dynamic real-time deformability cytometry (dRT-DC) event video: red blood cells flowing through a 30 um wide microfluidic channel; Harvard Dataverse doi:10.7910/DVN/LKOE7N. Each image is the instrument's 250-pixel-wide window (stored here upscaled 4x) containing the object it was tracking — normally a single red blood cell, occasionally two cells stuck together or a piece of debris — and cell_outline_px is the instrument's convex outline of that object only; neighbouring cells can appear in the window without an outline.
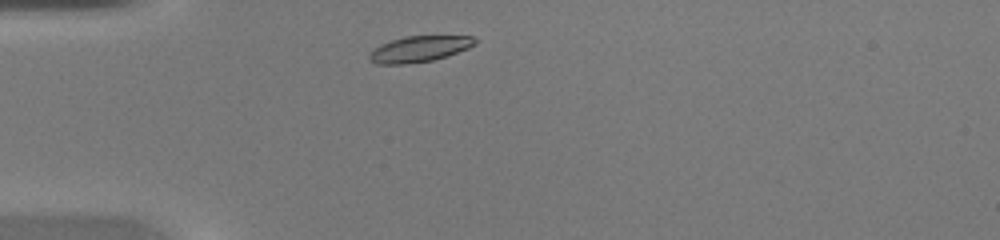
{"species": "common noctule bat (a hibernating species)", "species_latin": "Nyctalus noctula", "temperature_condition": "warm", "stored_images_in_passage": 35, "camera_frame_rate_fps": 3000, "um_per_image_px": 0.085, "animal": {"sex": "female", "body_mass_g": 20.0, "forearm_length_mm": 54.0}, "frame": {"image": 1, "passage_image": 2, "time_ms": 0.333, "image_size_px": [1000, 240], "cell_outline_px": [[480, 40], [476, 44], [468, 48], [432, 60], [404, 64], [376, 64], [368, 60], [368, 56], [380, 44], [404, 36], [472, 36]], "centroid_in_image_um": [35.64, 4.15], "position_along_channel_um": 49.4, "area_um2": 15.84}}
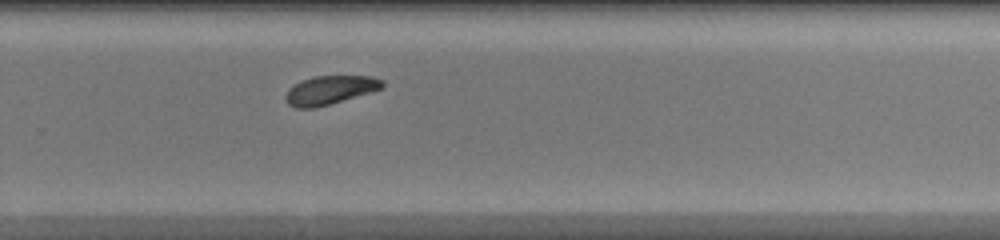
{"frame": {"image": 2, "passage_image": 20, "time_ms": 6.333, "image_size_px": [1000, 240], "cell_outline_px": [[384, 84], [380, 88], [368, 92], [328, 104], [312, 108], [296, 108], [288, 104], [284, 96], [288, 88], [312, 76], [372, 76], [384, 80]], "centroid_in_image_um": [28.0, 7.64], "position_along_channel_um": 301.8, "area_um2": 15.78}}
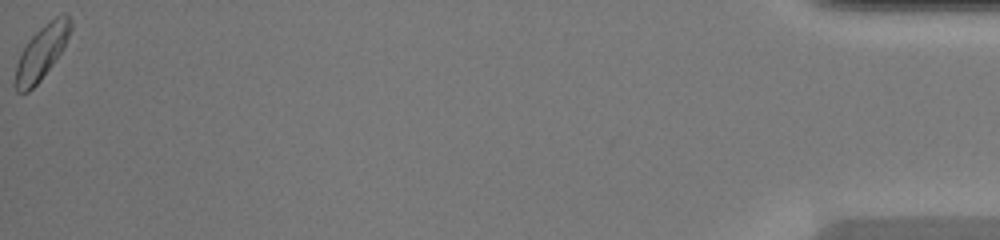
{"frame": {"image": 3, "passage_image": 35, "time_ms": 11.333, "image_size_px": [1000, 240], "cell_outline_px": [[72, 28], [56, 60], [40, 80], [28, 92], [16, 92], [12, 84], [12, 80], [16, 64], [20, 52], [28, 40], [44, 24], [56, 16], [64, 12], [68, 12], [72, 20]], "centroid_in_image_um": [3.49, 4.45], "position_along_channel_um": 431.7, "area_um2": 17.69}}